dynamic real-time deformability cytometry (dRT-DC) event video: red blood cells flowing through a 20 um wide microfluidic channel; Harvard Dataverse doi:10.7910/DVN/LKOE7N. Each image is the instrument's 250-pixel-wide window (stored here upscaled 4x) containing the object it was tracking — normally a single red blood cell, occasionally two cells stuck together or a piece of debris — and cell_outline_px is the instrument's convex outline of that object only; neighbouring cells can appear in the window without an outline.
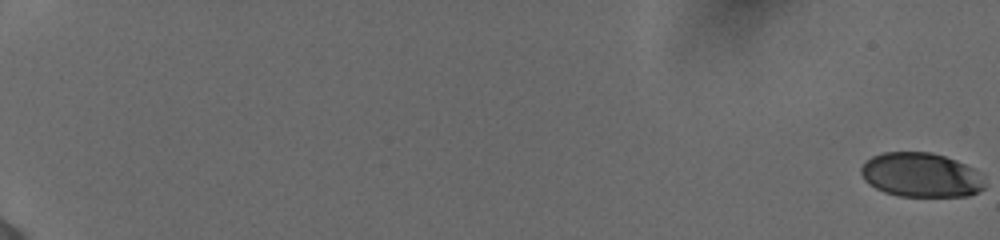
{"species": "human", "species_latin": "Homo sapiens", "temperature_condition": "cold", "stored_images_in_passage": 58, "camera_frame_rate_fps": 3000, "um_per_image_px": 0.085, "donor": {"sex": "female"}, "frame": {"image": 1, "passage_image": 1, "time_ms": 0.0, "image_size_px": [1000, 240], "cell_outline_px": [[984, 188], [980, 192], [968, 196], [900, 196], [884, 192], [868, 184], [864, 180], [860, 172], [860, 168], [872, 156], [884, 152], [932, 152], [956, 160], [972, 168], [984, 184]], "centroid_in_image_um": [78.24, 14.88], "position_along_channel_um": 6.8, "area_um2": 31.73}}
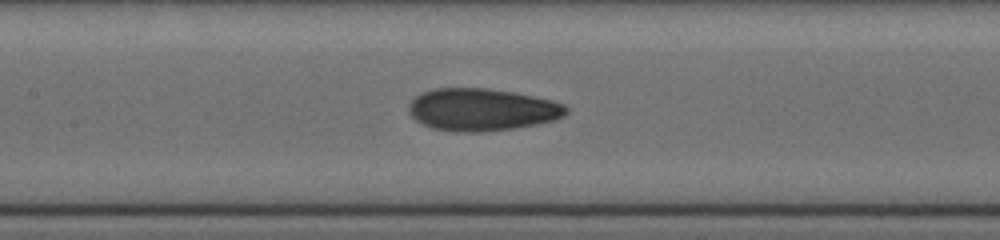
{"frame": {"image": 2, "passage_image": 32, "time_ms": 10.333, "image_size_px": [1000, 240], "cell_outline_px": [[568, 112], [564, 116], [556, 120], [516, 128], [484, 132], [456, 132], [432, 128], [416, 120], [408, 112], [408, 104], [420, 92], [432, 88], [488, 88], [512, 92], [552, 100], [564, 104], [568, 108]], "centroid_in_image_um": [40.95, 9.32], "position_along_channel_um": 166.4, "area_um2": 39.13}}
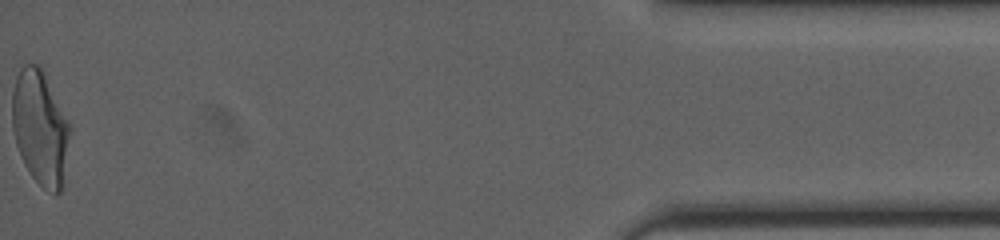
{"frame": {"image": 3, "passage_image": 58, "time_ms": 19.0, "image_size_px": [1000, 240], "cell_outline_px": [[72, 128], [60, 192], [56, 196], [44, 188], [32, 176], [24, 164], [16, 144], [12, 128], [12, 92], [16, 76], [20, 68], [24, 64], [36, 64], [44, 72], [72, 124]], "centroid_in_image_um": [3.43, 10.83], "position_along_channel_um": 431.8, "area_um2": 38.84}, "authors_computed_cell_mechanics": {"area_um2": 36.9631, "velocity_mm_per_s": 3.8903, "shape_relaxation_time_tau1_ms": 5.5966, "shape_relaxation_time_tau2_ms": 1.4436, "deformation_change_tau1": 0.1997, "deformation_change_tau2": 0.071}}